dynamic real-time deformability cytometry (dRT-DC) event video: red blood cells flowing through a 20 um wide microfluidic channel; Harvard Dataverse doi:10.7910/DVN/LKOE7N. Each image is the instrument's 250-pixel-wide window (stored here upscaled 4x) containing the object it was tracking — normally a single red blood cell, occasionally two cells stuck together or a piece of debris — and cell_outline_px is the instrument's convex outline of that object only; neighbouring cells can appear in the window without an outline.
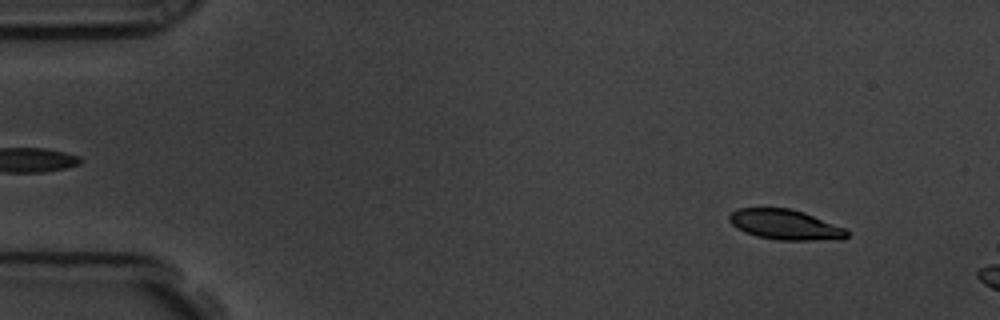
{"species": "common noctule bat (a hibernating species)", "species_latin": "Nyctalus noctula", "temperature_condition": "room temperature", "stored_images_in_passage": 17, "camera_frame_rate_fps": 3000, "um_per_image_px": 0.085, "animal": {"sex": "male", "body_mass_g": 19.5, "forearm_length_mm": 54.6}, "frame": {"image": 1, "passage_image": 6, "time_ms": 1.667, "image_size_px": [1000, 320], "cell_outline_px": [[848, 236], [844, 240], [780, 240], [756, 236], [744, 232], [736, 228], [728, 220], [728, 216], [736, 208], [792, 208], [804, 212], [848, 228]], "centroid_in_image_um": [66.79, 19.1], "position_along_channel_um": 18.2, "area_um2": 21.1}}
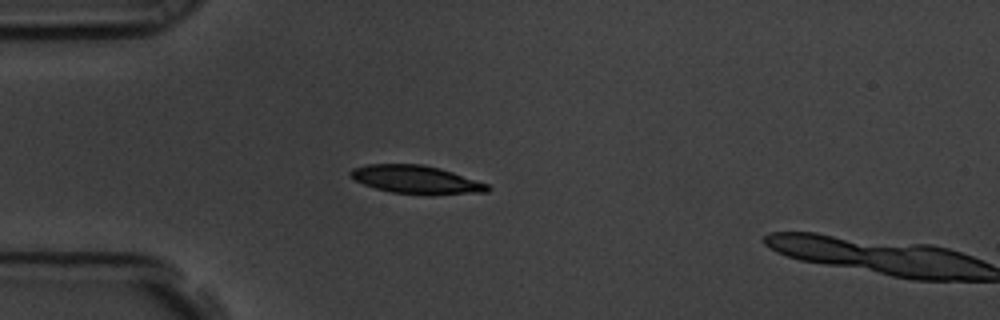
{"frame": {"image": 2, "passage_image": 16, "time_ms": 5.0, "image_size_px": [1000, 320], "cell_outline_px": [[492, 188], [488, 192], [432, 196], [428, 196], [392, 192], [376, 188], [364, 184], [356, 180], [348, 172], [352, 168], [368, 164], [424, 164], [440, 168], [488, 184]], "centroid_in_image_um": [35.43, 15.28], "position_along_channel_um": 49.6, "area_um2": 22.83}}